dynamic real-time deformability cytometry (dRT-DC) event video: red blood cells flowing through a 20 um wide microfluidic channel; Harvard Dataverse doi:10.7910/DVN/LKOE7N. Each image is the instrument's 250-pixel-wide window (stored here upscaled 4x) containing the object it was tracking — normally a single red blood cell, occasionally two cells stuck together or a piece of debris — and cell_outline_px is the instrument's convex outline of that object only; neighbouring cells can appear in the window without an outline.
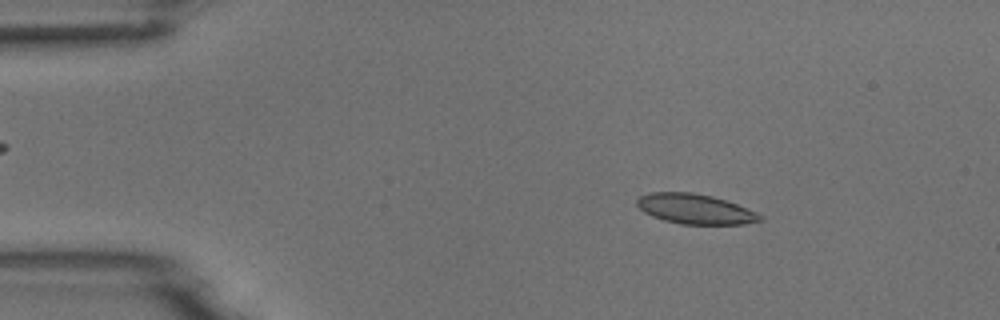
{"species": "common noctule bat (a hibernating species)", "species_latin": "Nyctalus noctula", "temperature_condition": "room temperature", "stored_images_in_passage": 4, "camera_frame_rate_fps": 3000, "um_per_image_px": 0.085, "animal": {"sex": "male", "body_mass_g": 18.8}, "frame": {"image": 1, "passage_image": 2, "time_ms": 1.333, "image_size_px": [1000, 320], "cell_outline_px": [[764, 220], [744, 224], [680, 224], [664, 220], [652, 216], [644, 212], [636, 204], [636, 200], [640, 196], [648, 192], [692, 192], [712, 196], [728, 200], [756, 212], [764, 216]], "centroid_in_image_um": [59.1, 17.76], "position_along_channel_um": 25.9, "area_um2": 21.68}}